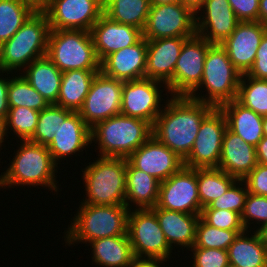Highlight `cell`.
<instances>
[{"mask_svg":"<svg viewBox=\"0 0 267 267\" xmlns=\"http://www.w3.org/2000/svg\"><path fill=\"white\" fill-rule=\"evenodd\" d=\"M156 206L170 211L201 215L197 168L183 166L168 179L160 182Z\"/></svg>","mask_w":267,"mask_h":267,"instance_id":"obj_15","label":"cell"},{"mask_svg":"<svg viewBox=\"0 0 267 267\" xmlns=\"http://www.w3.org/2000/svg\"><path fill=\"white\" fill-rule=\"evenodd\" d=\"M247 75L255 79L267 80V32L261 40L255 62Z\"/></svg>","mask_w":267,"mask_h":267,"instance_id":"obj_46","label":"cell"},{"mask_svg":"<svg viewBox=\"0 0 267 267\" xmlns=\"http://www.w3.org/2000/svg\"><path fill=\"white\" fill-rule=\"evenodd\" d=\"M238 23L228 0H205L195 12L196 34L210 44L221 45Z\"/></svg>","mask_w":267,"mask_h":267,"instance_id":"obj_17","label":"cell"},{"mask_svg":"<svg viewBox=\"0 0 267 267\" xmlns=\"http://www.w3.org/2000/svg\"><path fill=\"white\" fill-rule=\"evenodd\" d=\"M255 231L258 233L261 241L267 247V223H264L261 227L257 228Z\"/></svg>","mask_w":267,"mask_h":267,"instance_id":"obj_53","label":"cell"},{"mask_svg":"<svg viewBox=\"0 0 267 267\" xmlns=\"http://www.w3.org/2000/svg\"><path fill=\"white\" fill-rule=\"evenodd\" d=\"M259 21L267 28V0H259Z\"/></svg>","mask_w":267,"mask_h":267,"instance_id":"obj_51","label":"cell"},{"mask_svg":"<svg viewBox=\"0 0 267 267\" xmlns=\"http://www.w3.org/2000/svg\"><path fill=\"white\" fill-rule=\"evenodd\" d=\"M263 133H264V136L267 137V116H264L263 117Z\"/></svg>","mask_w":267,"mask_h":267,"instance_id":"obj_56","label":"cell"},{"mask_svg":"<svg viewBox=\"0 0 267 267\" xmlns=\"http://www.w3.org/2000/svg\"><path fill=\"white\" fill-rule=\"evenodd\" d=\"M100 70H69L62 73L58 106L78 112L89 93L91 83Z\"/></svg>","mask_w":267,"mask_h":267,"instance_id":"obj_30","label":"cell"},{"mask_svg":"<svg viewBox=\"0 0 267 267\" xmlns=\"http://www.w3.org/2000/svg\"><path fill=\"white\" fill-rule=\"evenodd\" d=\"M21 76L49 103L57 102L62 72L47 56L40 57L30 63Z\"/></svg>","mask_w":267,"mask_h":267,"instance_id":"obj_27","label":"cell"},{"mask_svg":"<svg viewBox=\"0 0 267 267\" xmlns=\"http://www.w3.org/2000/svg\"><path fill=\"white\" fill-rule=\"evenodd\" d=\"M241 76L226 50L219 44H212L205 58L201 83L189 97L220 108L223 104L236 100ZM202 89H205V95H202ZM198 90L201 95L197 93Z\"/></svg>","mask_w":267,"mask_h":267,"instance_id":"obj_6","label":"cell"},{"mask_svg":"<svg viewBox=\"0 0 267 267\" xmlns=\"http://www.w3.org/2000/svg\"><path fill=\"white\" fill-rule=\"evenodd\" d=\"M129 208L120 205H93L81 203L73 222L64 234V242L71 246L77 243L111 236L128 235Z\"/></svg>","mask_w":267,"mask_h":267,"instance_id":"obj_3","label":"cell"},{"mask_svg":"<svg viewBox=\"0 0 267 267\" xmlns=\"http://www.w3.org/2000/svg\"><path fill=\"white\" fill-rule=\"evenodd\" d=\"M88 245L92 262L101 267H130L135 257L128 235L100 238Z\"/></svg>","mask_w":267,"mask_h":267,"instance_id":"obj_29","label":"cell"},{"mask_svg":"<svg viewBox=\"0 0 267 267\" xmlns=\"http://www.w3.org/2000/svg\"><path fill=\"white\" fill-rule=\"evenodd\" d=\"M181 0H150L151 5H162L169 3H179Z\"/></svg>","mask_w":267,"mask_h":267,"instance_id":"obj_55","label":"cell"},{"mask_svg":"<svg viewBox=\"0 0 267 267\" xmlns=\"http://www.w3.org/2000/svg\"><path fill=\"white\" fill-rule=\"evenodd\" d=\"M90 34L100 63L109 54L132 46L143 37L140 29L114 22L104 14L93 25Z\"/></svg>","mask_w":267,"mask_h":267,"instance_id":"obj_21","label":"cell"},{"mask_svg":"<svg viewBox=\"0 0 267 267\" xmlns=\"http://www.w3.org/2000/svg\"><path fill=\"white\" fill-rule=\"evenodd\" d=\"M40 112L27 107H9L5 119L7 134L13 131L20 141L30 140L36 131ZM10 130V132H9Z\"/></svg>","mask_w":267,"mask_h":267,"instance_id":"obj_39","label":"cell"},{"mask_svg":"<svg viewBox=\"0 0 267 267\" xmlns=\"http://www.w3.org/2000/svg\"><path fill=\"white\" fill-rule=\"evenodd\" d=\"M49 33L50 25L46 14L43 11H35L21 28L0 46V76L3 73L6 76H12L17 71L20 73L34 60L47 55Z\"/></svg>","mask_w":267,"mask_h":267,"instance_id":"obj_4","label":"cell"},{"mask_svg":"<svg viewBox=\"0 0 267 267\" xmlns=\"http://www.w3.org/2000/svg\"><path fill=\"white\" fill-rule=\"evenodd\" d=\"M242 180L248 193L267 196V165L258 163Z\"/></svg>","mask_w":267,"mask_h":267,"instance_id":"obj_44","label":"cell"},{"mask_svg":"<svg viewBox=\"0 0 267 267\" xmlns=\"http://www.w3.org/2000/svg\"><path fill=\"white\" fill-rule=\"evenodd\" d=\"M192 266L190 267H227L228 251L216 248H191Z\"/></svg>","mask_w":267,"mask_h":267,"instance_id":"obj_43","label":"cell"},{"mask_svg":"<svg viewBox=\"0 0 267 267\" xmlns=\"http://www.w3.org/2000/svg\"><path fill=\"white\" fill-rule=\"evenodd\" d=\"M20 143L8 168L0 175V189L29 185L48 187L52 193L57 192L59 186L55 175L59 166L53 162L47 146L29 140Z\"/></svg>","mask_w":267,"mask_h":267,"instance_id":"obj_2","label":"cell"},{"mask_svg":"<svg viewBox=\"0 0 267 267\" xmlns=\"http://www.w3.org/2000/svg\"><path fill=\"white\" fill-rule=\"evenodd\" d=\"M220 109L225 114L227 128L246 143L256 147L264 136L263 117L236 100L223 104Z\"/></svg>","mask_w":267,"mask_h":267,"instance_id":"obj_28","label":"cell"},{"mask_svg":"<svg viewBox=\"0 0 267 267\" xmlns=\"http://www.w3.org/2000/svg\"><path fill=\"white\" fill-rule=\"evenodd\" d=\"M245 230L219 229L207 224L201 217L196 226L195 242L192 248H216L228 250L238 234Z\"/></svg>","mask_w":267,"mask_h":267,"instance_id":"obj_38","label":"cell"},{"mask_svg":"<svg viewBox=\"0 0 267 267\" xmlns=\"http://www.w3.org/2000/svg\"><path fill=\"white\" fill-rule=\"evenodd\" d=\"M30 5L35 11H43L48 5L49 0H21Z\"/></svg>","mask_w":267,"mask_h":267,"instance_id":"obj_50","label":"cell"},{"mask_svg":"<svg viewBox=\"0 0 267 267\" xmlns=\"http://www.w3.org/2000/svg\"><path fill=\"white\" fill-rule=\"evenodd\" d=\"M35 12L21 0H0V46L8 41Z\"/></svg>","mask_w":267,"mask_h":267,"instance_id":"obj_34","label":"cell"},{"mask_svg":"<svg viewBox=\"0 0 267 267\" xmlns=\"http://www.w3.org/2000/svg\"><path fill=\"white\" fill-rule=\"evenodd\" d=\"M227 267H237V266H234V265H232V264H229Z\"/></svg>","mask_w":267,"mask_h":267,"instance_id":"obj_57","label":"cell"},{"mask_svg":"<svg viewBox=\"0 0 267 267\" xmlns=\"http://www.w3.org/2000/svg\"><path fill=\"white\" fill-rule=\"evenodd\" d=\"M123 81L110 78L101 71L94 77L82 108L78 111L92 128L96 123L121 112Z\"/></svg>","mask_w":267,"mask_h":267,"instance_id":"obj_14","label":"cell"},{"mask_svg":"<svg viewBox=\"0 0 267 267\" xmlns=\"http://www.w3.org/2000/svg\"><path fill=\"white\" fill-rule=\"evenodd\" d=\"M82 170L86 198L93 205L125 204L127 158L97 157Z\"/></svg>","mask_w":267,"mask_h":267,"instance_id":"obj_7","label":"cell"},{"mask_svg":"<svg viewBox=\"0 0 267 267\" xmlns=\"http://www.w3.org/2000/svg\"><path fill=\"white\" fill-rule=\"evenodd\" d=\"M127 233L135 257L170 259L173 249L151 208L129 210Z\"/></svg>","mask_w":267,"mask_h":267,"instance_id":"obj_9","label":"cell"},{"mask_svg":"<svg viewBox=\"0 0 267 267\" xmlns=\"http://www.w3.org/2000/svg\"><path fill=\"white\" fill-rule=\"evenodd\" d=\"M188 38L190 37L147 40L145 78L167 84L173 77L182 46Z\"/></svg>","mask_w":267,"mask_h":267,"instance_id":"obj_23","label":"cell"},{"mask_svg":"<svg viewBox=\"0 0 267 267\" xmlns=\"http://www.w3.org/2000/svg\"><path fill=\"white\" fill-rule=\"evenodd\" d=\"M161 83L147 78L123 82L120 114L145 120L153 126L164 107L160 88L165 86L166 95L169 93L167 85Z\"/></svg>","mask_w":267,"mask_h":267,"instance_id":"obj_13","label":"cell"},{"mask_svg":"<svg viewBox=\"0 0 267 267\" xmlns=\"http://www.w3.org/2000/svg\"><path fill=\"white\" fill-rule=\"evenodd\" d=\"M227 120L220 108H213L203 119L189 155L187 168H218Z\"/></svg>","mask_w":267,"mask_h":267,"instance_id":"obj_12","label":"cell"},{"mask_svg":"<svg viewBox=\"0 0 267 267\" xmlns=\"http://www.w3.org/2000/svg\"><path fill=\"white\" fill-rule=\"evenodd\" d=\"M7 78V79H6ZM10 77H0V119L5 120L9 112L8 87Z\"/></svg>","mask_w":267,"mask_h":267,"instance_id":"obj_47","label":"cell"},{"mask_svg":"<svg viewBox=\"0 0 267 267\" xmlns=\"http://www.w3.org/2000/svg\"><path fill=\"white\" fill-rule=\"evenodd\" d=\"M91 141V128L80 117L79 112H72L54 134L52 142L47 146L53 162L60 165L66 157L86 151ZM90 144V145H89ZM89 145V146H88Z\"/></svg>","mask_w":267,"mask_h":267,"instance_id":"obj_20","label":"cell"},{"mask_svg":"<svg viewBox=\"0 0 267 267\" xmlns=\"http://www.w3.org/2000/svg\"><path fill=\"white\" fill-rule=\"evenodd\" d=\"M152 136V125L142 119L118 114L91 128V141L100 157L128 158Z\"/></svg>","mask_w":267,"mask_h":267,"instance_id":"obj_5","label":"cell"},{"mask_svg":"<svg viewBox=\"0 0 267 267\" xmlns=\"http://www.w3.org/2000/svg\"><path fill=\"white\" fill-rule=\"evenodd\" d=\"M252 232L245 230L238 234L228 247L230 264L237 267H267V247L255 229Z\"/></svg>","mask_w":267,"mask_h":267,"instance_id":"obj_31","label":"cell"},{"mask_svg":"<svg viewBox=\"0 0 267 267\" xmlns=\"http://www.w3.org/2000/svg\"><path fill=\"white\" fill-rule=\"evenodd\" d=\"M166 98L152 126V135L184 160L193 148L204 117L214 107L189 96Z\"/></svg>","mask_w":267,"mask_h":267,"instance_id":"obj_1","label":"cell"},{"mask_svg":"<svg viewBox=\"0 0 267 267\" xmlns=\"http://www.w3.org/2000/svg\"><path fill=\"white\" fill-rule=\"evenodd\" d=\"M151 209L155 212L159 226L172 249L178 245L188 250L193 247L200 215L170 211L157 206Z\"/></svg>","mask_w":267,"mask_h":267,"instance_id":"obj_25","label":"cell"},{"mask_svg":"<svg viewBox=\"0 0 267 267\" xmlns=\"http://www.w3.org/2000/svg\"><path fill=\"white\" fill-rule=\"evenodd\" d=\"M247 194L248 189L245 182L243 180H237L222 196L202 209H225L241 215Z\"/></svg>","mask_w":267,"mask_h":267,"instance_id":"obj_40","label":"cell"},{"mask_svg":"<svg viewBox=\"0 0 267 267\" xmlns=\"http://www.w3.org/2000/svg\"><path fill=\"white\" fill-rule=\"evenodd\" d=\"M205 0H181L184 5L189 6L194 12L203 4Z\"/></svg>","mask_w":267,"mask_h":267,"instance_id":"obj_52","label":"cell"},{"mask_svg":"<svg viewBox=\"0 0 267 267\" xmlns=\"http://www.w3.org/2000/svg\"><path fill=\"white\" fill-rule=\"evenodd\" d=\"M257 164L256 147L227 128L223 135L218 169L242 180Z\"/></svg>","mask_w":267,"mask_h":267,"instance_id":"obj_24","label":"cell"},{"mask_svg":"<svg viewBox=\"0 0 267 267\" xmlns=\"http://www.w3.org/2000/svg\"><path fill=\"white\" fill-rule=\"evenodd\" d=\"M127 160L135 168L155 177L160 182L165 181L184 166L183 159L153 135Z\"/></svg>","mask_w":267,"mask_h":267,"instance_id":"obj_18","label":"cell"},{"mask_svg":"<svg viewBox=\"0 0 267 267\" xmlns=\"http://www.w3.org/2000/svg\"><path fill=\"white\" fill-rule=\"evenodd\" d=\"M256 222L255 229L261 227L264 223H267V196H260L248 193L245 200L243 212L241 214V222L245 230L254 229L251 228V221ZM250 228V229H248Z\"/></svg>","mask_w":267,"mask_h":267,"instance_id":"obj_41","label":"cell"},{"mask_svg":"<svg viewBox=\"0 0 267 267\" xmlns=\"http://www.w3.org/2000/svg\"><path fill=\"white\" fill-rule=\"evenodd\" d=\"M211 45L197 34L184 42L173 77L166 84L170 96H189L199 86L205 58Z\"/></svg>","mask_w":267,"mask_h":267,"instance_id":"obj_11","label":"cell"},{"mask_svg":"<svg viewBox=\"0 0 267 267\" xmlns=\"http://www.w3.org/2000/svg\"><path fill=\"white\" fill-rule=\"evenodd\" d=\"M200 217L210 226L226 230H245L241 215L225 209H202Z\"/></svg>","mask_w":267,"mask_h":267,"instance_id":"obj_42","label":"cell"},{"mask_svg":"<svg viewBox=\"0 0 267 267\" xmlns=\"http://www.w3.org/2000/svg\"><path fill=\"white\" fill-rule=\"evenodd\" d=\"M239 22L259 21V0H228Z\"/></svg>","mask_w":267,"mask_h":267,"instance_id":"obj_45","label":"cell"},{"mask_svg":"<svg viewBox=\"0 0 267 267\" xmlns=\"http://www.w3.org/2000/svg\"><path fill=\"white\" fill-rule=\"evenodd\" d=\"M237 180L218 168H197L198 195L202 208L222 196Z\"/></svg>","mask_w":267,"mask_h":267,"instance_id":"obj_33","label":"cell"},{"mask_svg":"<svg viewBox=\"0 0 267 267\" xmlns=\"http://www.w3.org/2000/svg\"><path fill=\"white\" fill-rule=\"evenodd\" d=\"M267 28L260 22H239L234 32L221 44L235 68L247 74Z\"/></svg>","mask_w":267,"mask_h":267,"instance_id":"obj_19","label":"cell"},{"mask_svg":"<svg viewBox=\"0 0 267 267\" xmlns=\"http://www.w3.org/2000/svg\"><path fill=\"white\" fill-rule=\"evenodd\" d=\"M167 261L168 260L161 258L134 257L130 267H162L161 264H165V262L167 263Z\"/></svg>","mask_w":267,"mask_h":267,"instance_id":"obj_48","label":"cell"},{"mask_svg":"<svg viewBox=\"0 0 267 267\" xmlns=\"http://www.w3.org/2000/svg\"><path fill=\"white\" fill-rule=\"evenodd\" d=\"M125 184V205L129 209H146L157 205L160 181L135 168L128 160Z\"/></svg>","mask_w":267,"mask_h":267,"instance_id":"obj_26","label":"cell"},{"mask_svg":"<svg viewBox=\"0 0 267 267\" xmlns=\"http://www.w3.org/2000/svg\"><path fill=\"white\" fill-rule=\"evenodd\" d=\"M195 12L182 2L151 5L142 35L146 40L193 37Z\"/></svg>","mask_w":267,"mask_h":267,"instance_id":"obj_10","label":"cell"},{"mask_svg":"<svg viewBox=\"0 0 267 267\" xmlns=\"http://www.w3.org/2000/svg\"><path fill=\"white\" fill-rule=\"evenodd\" d=\"M6 135L7 132H6L5 120L0 119V148L3 146L2 143H4V140L8 137V135L7 136Z\"/></svg>","mask_w":267,"mask_h":267,"instance_id":"obj_54","label":"cell"},{"mask_svg":"<svg viewBox=\"0 0 267 267\" xmlns=\"http://www.w3.org/2000/svg\"><path fill=\"white\" fill-rule=\"evenodd\" d=\"M236 101L262 117L267 116V80L255 79L243 74Z\"/></svg>","mask_w":267,"mask_h":267,"instance_id":"obj_35","label":"cell"},{"mask_svg":"<svg viewBox=\"0 0 267 267\" xmlns=\"http://www.w3.org/2000/svg\"><path fill=\"white\" fill-rule=\"evenodd\" d=\"M72 112L73 111L56 104H49L40 112L36 131L29 141L48 146L52 142L59 125L64 122Z\"/></svg>","mask_w":267,"mask_h":267,"instance_id":"obj_37","label":"cell"},{"mask_svg":"<svg viewBox=\"0 0 267 267\" xmlns=\"http://www.w3.org/2000/svg\"><path fill=\"white\" fill-rule=\"evenodd\" d=\"M147 40L142 37L136 44L109 54L101 63L100 71L114 79L125 81L145 78Z\"/></svg>","mask_w":267,"mask_h":267,"instance_id":"obj_22","label":"cell"},{"mask_svg":"<svg viewBox=\"0 0 267 267\" xmlns=\"http://www.w3.org/2000/svg\"><path fill=\"white\" fill-rule=\"evenodd\" d=\"M47 56L62 73L100 70L91 34L85 30H50Z\"/></svg>","mask_w":267,"mask_h":267,"instance_id":"obj_8","label":"cell"},{"mask_svg":"<svg viewBox=\"0 0 267 267\" xmlns=\"http://www.w3.org/2000/svg\"><path fill=\"white\" fill-rule=\"evenodd\" d=\"M43 12L50 30L90 32L103 15V0H49Z\"/></svg>","mask_w":267,"mask_h":267,"instance_id":"obj_16","label":"cell"},{"mask_svg":"<svg viewBox=\"0 0 267 267\" xmlns=\"http://www.w3.org/2000/svg\"><path fill=\"white\" fill-rule=\"evenodd\" d=\"M150 6V0H103V14L114 22L143 31Z\"/></svg>","mask_w":267,"mask_h":267,"instance_id":"obj_32","label":"cell"},{"mask_svg":"<svg viewBox=\"0 0 267 267\" xmlns=\"http://www.w3.org/2000/svg\"><path fill=\"white\" fill-rule=\"evenodd\" d=\"M256 157L257 163L267 165V137L263 136V138L259 141L256 146Z\"/></svg>","mask_w":267,"mask_h":267,"instance_id":"obj_49","label":"cell"},{"mask_svg":"<svg viewBox=\"0 0 267 267\" xmlns=\"http://www.w3.org/2000/svg\"><path fill=\"white\" fill-rule=\"evenodd\" d=\"M19 74V75H18ZM10 78L8 87L9 107H27L41 112L49 103L17 72Z\"/></svg>","mask_w":267,"mask_h":267,"instance_id":"obj_36","label":"cell"}]
</instances>
